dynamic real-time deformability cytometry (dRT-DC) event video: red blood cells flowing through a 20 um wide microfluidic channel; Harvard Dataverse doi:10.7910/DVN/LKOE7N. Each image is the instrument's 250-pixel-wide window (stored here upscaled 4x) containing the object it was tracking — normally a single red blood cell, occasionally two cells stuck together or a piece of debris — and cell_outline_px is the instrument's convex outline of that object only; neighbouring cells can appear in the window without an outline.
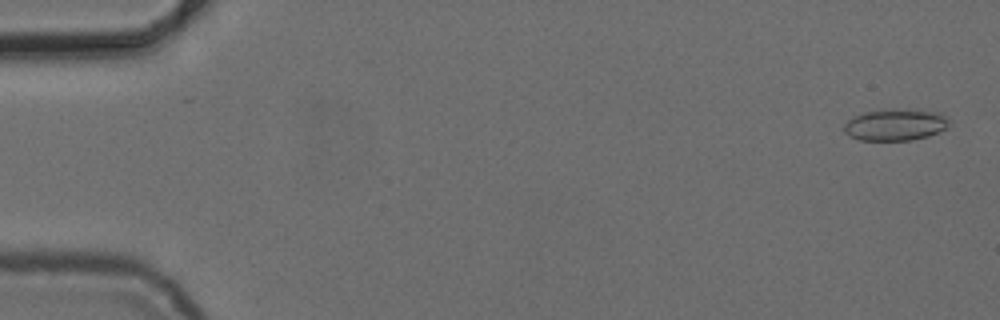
{"species": "common noctule bat (a hibernating species)", "species_latin": "Nyctalus noctula", "temperature_condition": "cold", "stored_images_in_passage": 4, "camera_frame_rate_fps": 3000, "um_per_image_px": 0.085, "animal": {"sex": "female", "body_mass_g": 24.6, "forearm_length_mm": 56.2}, "frame": {"image": 1, "passage_image": 1, "time_ms": 0.0, "image_size_px": [1000, 320], "cell_outline_px": [[948, 124], [940, 132], [928, 136], [912, 140], [860, 140], [848, 136], [844, 132], [844, 124], [848, 120], [864, 112], [884, 108], [892, 108], [940, 112], [948, 116]], "centroid_in_image_um": [76.1, 10.59], "position_along_channel_um": 8.9, "area_um2": 19.59}}
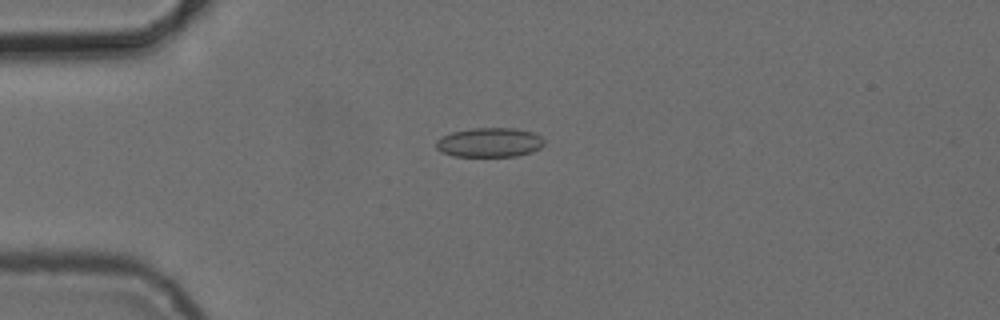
{"frame": {"image": 2, "passage_image": 4, "time_ms": 4.0, "image_size_px": [1000, 320], "cell_outline_px": [[544, 144], [540, 148], [532, 152], [516, 156], [452, 156], [440, 152], [436, 148], [436, 140], [440, 136], [452, 132], [472, 128], [512, 128], [532, 132], [540, 136], [544, 140]], "centroid_in_image_um": [41.57, 12.11], "position_along_channel_um": 43.4, "area_um2": 18.61}}